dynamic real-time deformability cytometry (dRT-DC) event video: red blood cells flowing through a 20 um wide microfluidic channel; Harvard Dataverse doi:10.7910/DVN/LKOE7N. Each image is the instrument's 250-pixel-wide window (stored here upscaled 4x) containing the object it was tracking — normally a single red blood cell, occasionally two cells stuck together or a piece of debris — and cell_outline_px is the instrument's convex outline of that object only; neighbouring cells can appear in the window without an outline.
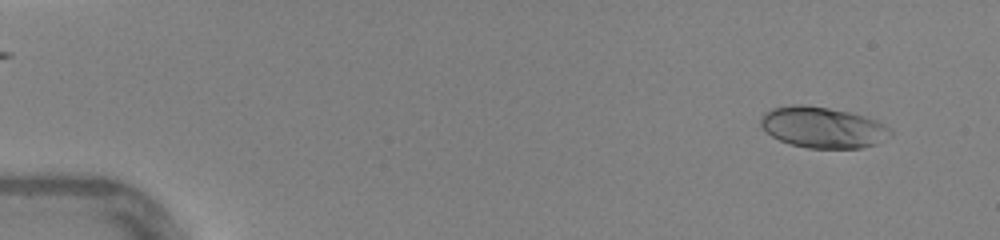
{"species": "human", "species_latin": "Homo sapiens", "temperature_condition": "warm", "stored_images_in_passage": 38, "camera_frame_rate_fps": 3000, "um_per_image_px": 0.085, "donor": {"sex": "female"}, "frame": {"image": 1, "passage_image": 4, "time_ms": 1.0, "image_size_px": [1000, 240], "cell_outline_px": [[892, 136], [876, 144], [860, 148], [808, 148], [792, 144], [780, 140], [772, 136], [760, 124], [760, 116], [764, 112], [772, 108], [792, 104], [800, 104], [828, 108], [848, 112], [864, 116], [876, 120], [884, 124], [892, 132]], "centroid_in_image_um": [69.93, 10.82], "position_along_channel_um": 15.1, "area_um2": 30.92}}
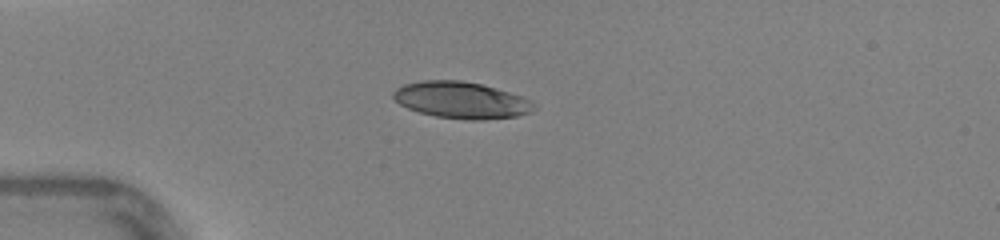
{"frame": {"image": 2, "passage_image": 13, "time_ms": 4.0, "image_size_px": [1000, 240], "cell_outline_px": [[536, 108], [528, 112], [516, 116], [480, 120], [468, 120], [436, 116], [420, 112], [408, 108], [400, 104], [392, 96], [392, 92], [396, 88], [404, 84], [420, 80], [460, 80], [480, 84], [508, 92], [532, 100], [536, 104]], "centroid_in_image_um": [39.19, 8.5], "position_along_channel_um": 45.8, "area_um2": 29.82}}
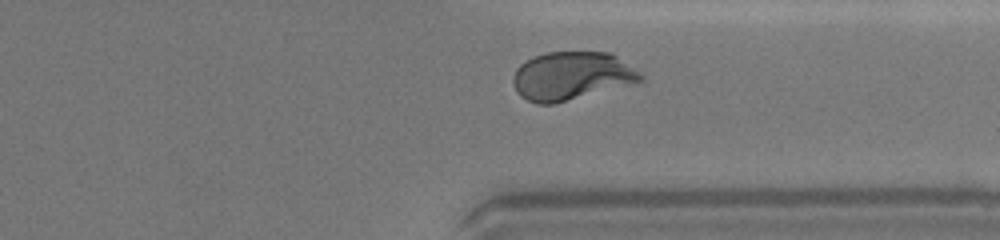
{"frame": {"image": 3, "passage_image": 36, "time_ms": 11.667, "image_size_px": [1000, 240], "cell_outline_px": [[644, 80], [636, 84], [552, 104], [536, 104], [520, 96], [512, 80], [512, 76], [516, 68], [520, 64], [536, 56], [548, 52], [612, 52], [640, 72], [644, 76]], "centroid_in_image_um": [48.63, 6.46], "position_along_channel_um": 362.8, "area_um2": 36.13}, "authors_computed_cell_mechanics": {"area_um2": 31.1542, "velocity_mm_per_s": 4.3925, "shape_relaxation_time_tau1_ms": 3.2284, "shape_relaxation_time_tau2_ms": null, "deformation_change_tau1": 0.1758, "deformation_change_tau2": null}}